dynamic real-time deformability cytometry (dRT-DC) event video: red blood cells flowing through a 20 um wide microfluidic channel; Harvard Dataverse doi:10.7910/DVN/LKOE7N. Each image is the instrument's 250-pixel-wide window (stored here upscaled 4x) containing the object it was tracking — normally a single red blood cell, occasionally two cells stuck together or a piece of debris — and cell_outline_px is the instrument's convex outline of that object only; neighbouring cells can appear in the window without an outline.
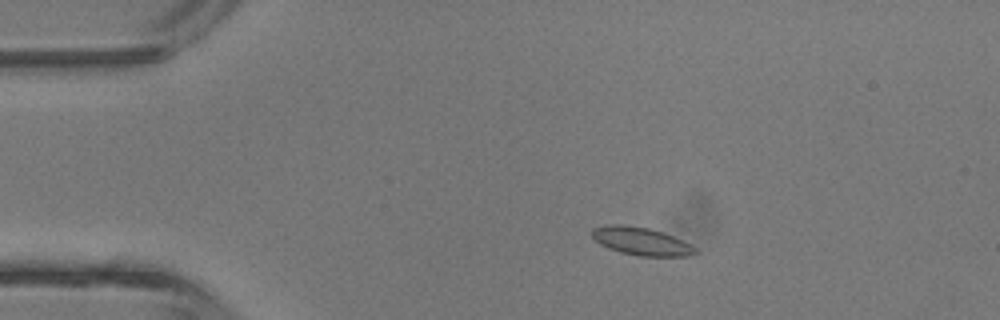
{"species": "common noctule bat (a hibernating species)", "species_latin": "Nyctalus noctula", "temperature_condition": "room temperature", "stored_images_in_passage": 5, "camera_frame_rate_fps": 3000, "um_per_image_px": 0.085, "animal": {"sex": "male", "body_mass_g": 13.3}, "frame": {"image": 1, "passage_image": 3, "time_ms": 2.0, "image_size_px": [1000, 320], "cell_outline_px": [[700, 252], [692, 256], [636, 256], [620, 252], [608, 248], [600, 244], [592, 236], [592, 228], [608, 224], [624, 224], [648, 228], [672, 236], [692, 244]], "centroid_in_image_um": [54.52, 20.51], "position_along_channel_um": 30.5, "area_um2": 16.94}}